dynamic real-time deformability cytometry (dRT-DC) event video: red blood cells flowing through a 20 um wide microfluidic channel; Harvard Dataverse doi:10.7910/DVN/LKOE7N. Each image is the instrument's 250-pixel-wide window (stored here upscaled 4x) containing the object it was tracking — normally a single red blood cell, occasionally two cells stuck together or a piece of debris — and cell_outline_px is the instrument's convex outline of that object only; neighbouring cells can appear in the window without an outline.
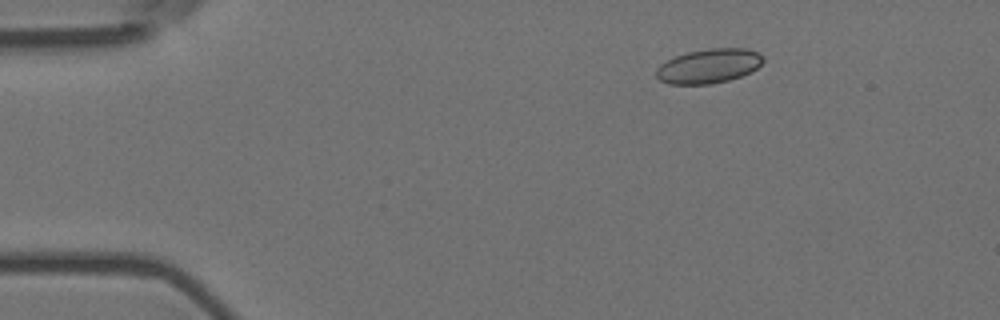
{"species": "Egyptian fruit bat (a non-hibernating species)", "species_latin": "Rousettus aegyptiacus", "temperature_condition": "room temperature", "stored_images_in_passage": 4, "camera_frame_rate_fps": 3000, "um_per_image_px": 0.085, "animal": {"sex": "female"}, "frame": {"image": 1, "passage_image": 1, "time_ms": 0.0, "image_size_px": [1000, 320], "cell_outline_px": [[764, 60], [756, 68], [740, 76], [728, 80], [708, 84], [668, 84], [660, 80], [656, 76], [656, 68], [660, 64], [676, 56], [688, 52], [708, 48], [748, 48], [764, 56]], "centroid_in_image_um": [60.23, 5.6], "position_along_channel_um": 24.8, "area_um2": 21.27}}